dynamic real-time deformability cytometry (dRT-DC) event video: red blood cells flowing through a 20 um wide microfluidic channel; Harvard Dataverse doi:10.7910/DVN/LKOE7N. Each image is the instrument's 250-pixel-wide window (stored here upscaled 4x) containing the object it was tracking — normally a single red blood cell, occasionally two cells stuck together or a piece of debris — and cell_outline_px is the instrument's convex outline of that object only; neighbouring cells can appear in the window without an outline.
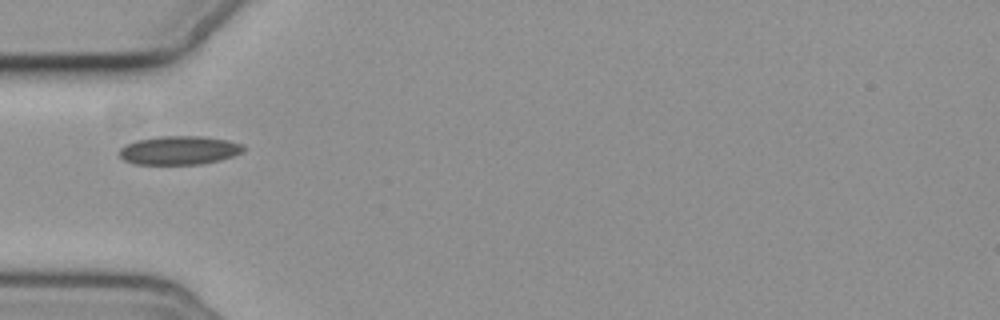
{"species": "common noctule bat (a hibernating species)", "species_latin": "Nyctalus noctula", "temperature_condition": "cold", "stored_images_in_passage": 1, "camera_frame_rate_fps": 3000, "um_per_image_px": 0.085, "animal": {"sex": "female", "body_mass_g": 19.3, "forearm_length_mm": 54.1}, "frame": {"image": 1, "passage_image": 1, "time_ms": 0.0, "image_size_px": [1000, 320], "cell_outline_px": [[248, 148], [244, 152], [220, 160], [200, 164], [132, 164], [124, 160], [120, 156], [120, 148], [124, 144], [136, 140], [160, 136], [204, 136], [228, 140], [244, 144]], "centroid_in_image_um": [15.27, 12.77], "position_along_channel_um": 69.7, "area_um2": 21.04}}